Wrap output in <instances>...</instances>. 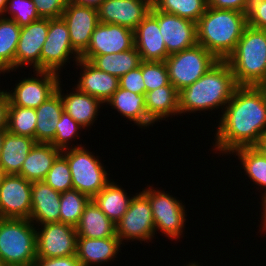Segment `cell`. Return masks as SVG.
Masks as SVG:
<instances>
[{
    "label": "cell",
    "instance_id": "6da1fadb",
    "mask_svg": "<svg viewBox=\"0 0 266 266\" xmlns=\"http://www.w3.org/2000/svg\"><path fill=\"white\" fill-rule=\"evenodd\" d=\"M214 123L208 136L215 131V138L211 139L213 146L209 147L212 154H218L217 157L226 158L234 149L255 146L266 134L265 89L262 86H238Z\"/></svg>",
    "mask_w": 266,
    "mask_h": 266
},
{
    "label": "cell",
    "instance_id": "7a4b0ae2",
    "mask_svg": "<svg viewBox=\"0 0 266 266\" xmlns=\"http://www.w3.org/2000/svg\"><path fill=\"white\" fill-rule=\"evenodd\" d=\"M237 87L228 62L219 60L193 84L179 91L180 117L185 115L189 119L191 114L205 116L209 113L206 116L214 120L211 115L215 114L217 121Z\"/></svg>",
    "mask_w": 266,
    "mask_h": 266
},
{
    "label": "cell",
    "instance_id": "3957f363",
    "mask_svg": "<svg viewBox=\"0 0 266 266\" xmlns=\"http://www.w3.org/2000/svg\"><path fill=\"white\" fill-rule=\"evenodd\" d=\"M247 26V13L207 6L197 22V43L218 60H226Z\"/></svg>",
    "mask_w": 266,
    "mask_h": 266
},
{
    "label": "cell",
    "instance_id": "277c9868",
    "mask_svg": "<svg viewBox=\"0 0 266 266\" xmlns=\"http://www.w3.org/2000/svg\"><path fill=\"white\" fill-rule=\"evenodd\" d=\"M226 61L238 86H262L266 82V31L247 26Z\"/></svg>",
    "mask_w": 266,
    "mask_h": 266
},
{
    "label": "cell",
    "instance_id": "5b68a950",
    "mask_svg": "<svg viewBox=\"0 0 266 266\" xmlns=\"http://www.w3.org/2000/svg\"><path fill=\"white\" fill-rule=\"evenodd\" d=\"M145 186L141 190L148 197L151 205L155 233L164 235L171 241L175 240L176 242H173L175 244L182 242L181 238L187 237L184 235L185 230H189V227H186L188 225L186 223L189 221L187 218L189 210L185 206V201L172 195L169 191L165 192L166 188H162V190L149 183Z\"/></svg>",
    "mask_w": 266,
    "mask_h": 266
},
{
    "label": "cell",
    "instance_id": "8992f818",
    "mask_svg": "<svg viewBox=\"0 0 266 266\" xmlns=\"http://www.w3.org/2000/svg\"><path fill=\"white\" fill-rule=\"evenodd\" d=\"M0 258L8 266H33L36 226L29 219L0 218Z\"/></svg>",
    "mask_w": 266,
    "mask_h": 266
},
{
    "label": "cell",
    "instance_id": "52a82bcc",
    "mask_svg": "<svg viewBox=\"0 0 266 266\" xmlns=\"http://www.w3.org/2000/svg\"><path fill=\"white\" fill-rule=\"evenodd\" d=\"M89 148L86 145L69 148L62 150L61 154L68 161L73 189L93 199L112 180L110 175H113L109 166L104 164L106 160L102 159L103 155L99 156Z\"/></svg>",
    "mask_w": 266,
    "mask_h": 266
},
{
    "label": "cell",
    "instance_id": "ba28073f",
    "mask_svg": "<svg viewBox=\"0 0 266 266\" xmlns=\"http://www.w3.org/2000/svg\"><path fill=\"white\" fill-rule=\"evenodd\" d=\"M138 189L132 197L128 210L116 223V236L126 246L131 243H139L150 246L158 235L155 233V225L152 209L148 197ZM128 243V244H127Z\"/></svg>",
    "mask_w": 266,
    "mask_h": 266
},
{
    "label": "cell",
    "instance_id": "9c48e42d",
    "mask_svg": "<svg viewBox=\"0 0 266 266\" xmlns=\"http://www.w3.org/2000/svg\"><path fill=\"white\" fill-rule=\"evenodd\" d=\"M218 61L212 53L199 44L171 54L165 60L169 82L181 91L202 77Z\"/></svg>",
    "mask_w": 266,
    "mask_h": 266
},
{
    "label": "cell",
    "instance_id": "30bf717a",
    "mask_svg": "<svg viewBox=\"0 0 266 266\" xmlns=\"http://www.w3.org/2000/svg\"><path fill=\"white\" fill-rule=\"evenodd\" d=\"M30 72L28 73V77H24V75L22 77L17 76V80H12L11 77L8 82L15 81L16 83L10 89V85H6L8 88L5 89L12 105L37 109L56 92L63 76L51 71L33 70Z\"/></svg>",
    "mask_w": 266,
    "mask_h": 266
},
{
    "label": "cell",
    "instance_id": "8fae6325",
    "mask_svg": "<svg viewBox=\"0 0 266 266\" xmlns=\"http://www.w3.org/2000/svg\"><path fill=\"white\" fill-rule=\"evenodd\" d=\"M79 59L80 56L71 45L69 30L64 20L49 19L47 38L40 54V71H51L63 75L68 64L74 66Z\"/></svg>",
    "mask_w": 266,
    "mask_h": 266
},
{
    "label": "cell",
    "instance_id": "7c38bea8",
    "mask_svg": "<svg viewBox=\"0 0 266 266\" xmlns=\"http://www.w3.org/2000/svg\"><path fill=\"white\" fill-rule=\"evenodd\" d=\"M77 232L62 222L36 226L37 258H55L76 255Z\"/></svg>",
    "mask_w": 266,
    "mask_h": 266
},
{
    "label": "cell",
    "instance_id": "4fadbf2b",
    "mask_svg": "<svg viewBox=\"0 0 266 266\" xmlns=\"http://www.w3.org/2000/svg\"><path fill=\"white\" fill-rule=\"evenodd\" d=\"M49 30V19H39L21 27L20 38L15 52V71H6L4 78L11 72L40 71V54ZM18 70V71H17Z\"/></svg>",
    "mask_w": 266,
    "mask_h": 266
},
{
    "label": "cell",
    "instance_id": "5bb4252c",
    "mask_svg": "<svg viewBox=\"0 0 266 266\" xmlns=\"http://www.w3.org/2000/svg\"><path fill=\"white\" fill-rule=\"evenodd\" d=\"M134 46V30L118 24L99 22L87 50L80 58L90 62L97 55L120 53Z\"/></svg>",
    "mask_w": 266,
    "mask_h": 266
},
{
    "label": "cell",
    "instance_id": "9a60e30c",
    "mask_svg": "<svg viewBox=\"0 0 266 266\" xmlns=\"http://www.w3.org/2000/svg\"><path fill=\"white\" fill-rule=\"evenodd\" d=\"M32 182L6 175L0 184V218L30 219Z\"/></svg>",
    "mask_w": 266,
    "mask_h": 266
},
{
    "label": "cell",
    "instance_id": "2e32d148",
    "mask_svg": "<svg viewBox=\"0 0 266 266\" xmlns=\"http://www.w3.org/2000/svg\"><path fill=\"white\" fill-rule=\"evenodd\" d=\"M150 13L158 20L160 33L169 55L197 45V23L174 14L159 11L154 6Z\"/></svg>",
    "mask_w": 266,
    "mask_h": 266
},
{
    "label": "cell",
    "instance_id": "e0dca14e",
    "mask_svg": "<svg viewBox=\"0 0 266 266\" xmlns=\"http://www.w3.org/2000/svg\"><path fill=\"white\" fill-rule=\"evenodd\" d=\"M61 18L66 23L73 50L81 56L91 40V35L99 24L96 8L67 3Z\"/></svg>",
    "mask_w": 266,
    "mask_h": 266
},
{
    "label": "cell",
    "instance_id": "ac0fdd59",
    "mask_svg": "<svg viewBox=\"0 0 266 266\" xmlns=\"http://www.w3.org/2000/svg\"><path fill=\"white\" fill-rule=\"evenodd\" d=\"M63 81L62 79L59 82L56 91L62 99L64 111L89 132L92 126L95 123L97 124L96 120H98V116L101 115V109H105V105L96 97L79 91L75 86H67L70 91L67 89L65 93L63 87L66 83L63 84Z\"/></svg>",
    "mask_w": 266,
    "mask_h": 266
},
{
    "label": "cell",
    "instance_id": "d6986e66",
    "mask_svg": "<svg viewBox=\"0 0 266 266\" xmlns=\"http://www.w3.org/2000/svg\"><path fill=\"white\" fill-rule=\"evenodd\" d=\"M72 67L77 70L75 77H78L77 81H72V85L79 91L96 97L104 105L118 90L119 78L98 70L89 61L80 58Z\"/></svg>",
    "mask_w": 266,
    "mask_h": 266
},
{
    "label": "cell",
    "instance_id": "ffe728a7",
    "mask_svg": "<svg viewBox=\"0 0 266 266\" xmlns=\"http://www.w3.org/2000/svg\"><path fill=\"white\" fill-rule=\"evenodd\" d=\"M151 5L144 0H103L97 8L99 22L118 24L135 30L149 14Z\"/></svg>",
    "mask_w": 266,
    "mask_h": 266
},
{
    "label": "cell",
    "instance_id": "44dd1931",
    "mask_svg": "<svg viewBox=\"0 0 266 266\" xmlns=\"http://www.w3.org/2000/svg\"><path fill=\"white\" fill-rule=\"evenodd\" d=\"M123 246L117 236L97 239L78 237L76 256L82 266H109L114 260L118 261Z\"/></svg>",
    "mask_w": 266,
    "mask_h": 266
},
{
    "label": "cell",
    "instance_id": "7402d4cb",
    "mask_svg": "<svg viewBox=\"0 0 266 266\" xmlns=\"http://www.w3.org/2000/svg\"><path fill=\"white\" fill-rule=\"evenodd\" d=\"M105 110L114 112L122 116L126 120L125 124L134 123L137 128L149 130L155 127L156 124L147 116L145 107V95L135 94L131 91L118 87V90L111 96L105 104ZM111 106V107H110ZM129 120V121H128ZM150 127V128H149ZM143 129V130H142Z\"/></svg>",
    "mask_w": 266,
    "mask_h": 266
},
{
    "label": "cell",
    "instance_id": "603a6c76",
    "mask_svg": "<svg viewBox=\"0 0 266 266\" xmlns=\"http://www.w3.org/2000/svg\"><path fill=\"white\" fill-rule=\"evenodd\" d=\"M134 42L142 61H165L169 56L158 20L150 12L134 30Z\"/></svg>",
    "mask_w": 266,
    "mask_h": 266
},
{
    "label": "cell",
    "instance_id": "cb8c5ba5",
    "mask_svg": "<svg viewBox=\"0 0 266 266\" xmlns=\"http://www.w3.org/2000/svg\"><path fill=\"white\" fill-rule=\"evenodd\" d=\"M60 198L58 192L44 181L32 182L30 221L35 225L60 222Z\"/></svg>",
    "mask_w": 266,
    "mask_h": 266
},
{
    "label": "cell",
    "instance_id": "d4e9b609",
    "mask_svg": "<svg viewBox=\"0 0 266 266\" xmlns=\"http://www.w3.org/2000/svg\"><path fill=\"white\" fill-rule=\"evenodd\" d=\"M229 156V157H228ZM236 158L239 163H236L235 168L239 170L238 175L241 174L245 176V180L248 177V184H252L254 186L256 192L255 195H261L266 192V156H264L261 152H259L254 146L253 147H240L234 149L227 157L230 159L231 157ZM240 165V166H239ZM241 169L243 171H241ZM243 172V174H242ZM250 180V182H249ZM253 182V183H252Z\"/></svg>",
    "mask_w": 266,
    "mask_h": 266
},
{
    "label": "cell",
    "instance_id": "484cf974",
    "mask_svg": "<svg viewBox=\"0 0 266 266\" xmlns=\"http://www.w3.org/2000/svg\"><path fill=\"white\" fill-rule=\"evenodd\" d=\"M145 107L147 116L155 124H161L162 120L169 123L168 119L173 121L172 118L180 116L179 91L169 83L146 92Z\"/></svg>",
    "mask_w": 266,
    "mask_h": 266
},
{
    "label": "cell",
    "instance_id": "4316f807",
    "mask_svg": "<svg viewBox=\"0 0 266 266\" xmlns=\"http://www.w3.org/2000/svg\"><path fill=\"white\" fill-rule=\"evenodd\" d=\"M36 144L35 139L19 136L5 130L0 153V167L6 175H19L30 150Z\"/></svg>",
    "mask_w": 266,
    "mask_h": 266
},
{
    "label": "cell",
    "instance_id": "83f0119b",
    "mask_svg": "<svg viewBox=\"0 0 266 266\" xmlns=\"http://www.w3.org/2000/svg\"><path fill=\"white\" fill-rule=\"evenodd\" d=\"M61 152L51 143H36L24 161L19 176L30 182L43 181Z\"/></svg>",
    "mask_w": 266,
    "mask_h": 266
},
{
    "label": "cell",
    "instance_id": "f1b7e54d",
    "mask_svg": "<svg viewBox=\"0 0 266 266\" xmlns=\"http://www.w3.org/2000/svg\"><path fill=\"white\" fill-rule=\"evenodd\" d=\"M112 179L94 198L102 212L114 223L122 218L128 210L134 194L126 192V186ZM124 186V188H123ZM129 194V195H128Z\"/></svg>",
    "mask_w": 266,
    "mask_h": 266
},
{
    "label": "cell",
    "instance_id": "f546056e",
    "mask_svg": "<svg viewBox=\"0 0 266 266\" xmlns=\"http://www.w3.org/2000/svg\"><path fill=\"white\" fill-rule=\"evenodd\" d=\"M76 232L78 237L90 239L116 237V225L91 199L76 226Z\"/></svg>",
    "mask_w": 266,
    "mask_h": 266
},
{
    "label": "cell",
    "instance_id": "4dcf8cb0",
    "mask_svg": "<svg viewBox=\"0 0 266 266\" xmlns=\"http://www.w3.org/2000/svg\"><path fill=\"white\" fill-rule=\"evenodd\" d=\"M36 110V143H51L55 137L56 125L64 111L62 99L56 91Z\"/></svg>",
    "mask_w": 266,
    "mask_h": 266
},
{
    "label": "cell",
    "instance_id": "1f68e13d",
    "mask_svg": "<svg viewBox=\"0 0 266 266\" xmlns=\"http://www.w3.org/2000/svg\"><path fill=\"white\" fill-rule=\"evenodd\" d=\"M141 62V56L135 46L120 53L97 55L90 61L98 70L118 78L139 67Z\"/></svg>",
    "mask_w": 266,
    "mask_h": 266
},
{
    "label": "cell",
    "instance_id": "d6a6232c",
    "mask_svg": "<svg viewBox=\"0 0 266 266\" xmlns=\"http://www.w3.org/2000/svg\"><path fill=\"white\" fill-rule=\"evenodd\" d=\"M21 27L12 19L0 16V68L15 71V52Z\"/></svg>",
    "mask_w": 266,
    "mask_h": 266
},
{
    "label": "cell",
    "instance_id": "836d02e7",
    "mask_svg": "<svg viewBox=\"0 0 266 266\" xmlns=\"http://www.w3.org/2000/svg\"><path fill=\"white\" fill-rule=\"evenodd\" d=\"M85 132V129L80 126L72 117L63 111L58 124L56 125L55 137L51 144L55 147L62 150L69 148H78L86 144H82L83 140L80 135ZM79 139V143L77 142ZM77 140V141H76ZM76 143V145L74 144Z\"/></svg>",
    "mask_w": 266,
    "mask_h": 266
},
{
    "label": "cell",
    "instance_id": "e575fe53",
    "mask_svg": "<svg viewBox=\"0 0 266 266\" xmlns=\"http://www.w3.org/2000/svg\"><path fill=\"white\" fill-rule=\"evenodd\" d=\"M36 121L35 109L9 104L6 130L10 133L35 139Z\"/></svg>",
    "mask_w": 266,
    "mask_h": 266
},
{
    "label": "cell",
    "instance_id": "d590c367",
    "mask_svg": "<svg viewBox=\"0 0 266 266\" xmlns=\"http://www.w3.org/2000/svg\"><path fill=\"white\" fill-rule=\"evenodd\" d=\"M91 198L76 189L61 193L60 222L76 227Z\"/></svg>",
    "mask_w": 266,
    "mask_h": 266
},
{
    "label": "cell",
    "instance_id": "8d00e7d4",
    "mask_svg": "<svg viewBox=\"0 0 266 266\" xmlns=\"http://www.w3.org/2000/svg\"><path fill=\"white\" fill-rule=\"evenodd\" d=\"M153 6L159 11L197 23L206 11L207 0H156Z\"/></svg>",
    "mask_w": 266,
    "mask_h": 266
},
{
    "label": "cell",
    "instance_id": "74e56055",
    "mask_svg": "<svg viewBox=\"0 0 266 266\" xmlns=\"http://www.w3.org/2000/svg\"><path fill=\"white\" fill-rule=\"evenodd\" d=\"M43 181L61 193L73 189L72 175L68 161L62 154L54 161Z\"/></svg>",
    "mask_w": 266,
    "mask_h": 266
},
{
    "label": "cell",
    "instance_id": "f35d334b",
    "mask_svg": "<svg viewBox=\"0 0 266 266\" xmlns=\"http://www.w3.org/2000/svg\"><path fill=\"white\" fill-rule=\"evenodd\" d=\"M3 17L12 19L20 27L41 19L32 0H8Z\"/></svg>",
    "mask_w": 266,
    "mask_h": 266
},
{
    "label": "cell",
    "instance_id": "ab89813d",
    "mask_svg": "<svg viewBox=\"0 0 266 266\" xmlns=\"http://www.w3.org/2000/svg\"><path fill=\"white\" fill-rule=\"evenodd\" d=\"M142 78L146 92L168 85L170 82L165 61H142Z\"/></svg>",
    "mask_w": 266,
    "mask_h": 266
},
{
    "label": "cell",
    "instance_id": "60d3db41",
    "mask_svg": "<svg viewBox=\"0 0 266 266\" xmlns=\"http://www.w3.org/2000/svg\"><path fill=\"white\" fill-rule=\"evenodd\" d=\"M37 13L42 19L61 18L68 0H32Z\"/></svg>",
    "mask_w": 266,
    "mask_h": 266
},
{
    "label": "cell",
    "instance_id": "b9f144b4",
    "mask_svg": "<svg viewBox=\"0 0 266 266\" xmlns=\"http://www.w3.org/2000/svg\"><path fill=\"white\" fill-rule=\"evenodd\" d=\"M119 87L135 94H146L145 84L142 78V62L139 67L119 78Z\"/></svg>",
    "mask_w": 266,
    "mask_h": 266
},
{
    "label": "cell",
    "instance_id": "7bdbcfd3",
    "mask_svg": "<svg viewBox=\"0 0 266 266\" xmlns=\"http://www.w3.org/2000/svg\"><path fill=\"white\" fill-rule=\"evenodd\" d=\"M247 25L266 31V0H251L247 12Z\"/></svg>",
    "mask_w": 266,
    "mask_h": 266
},
{
    "label": "cell",
    "instance_id": "ee69618b",
    "mask_svg": "<svg viewBox=\"0 0 266 266\" xmlns=\"http://www.w3.org/2000/svg\"><path fill=\"white\" fill-rule=\"evenodd\" d=\"M251 0H207V6L247 13Z\"/></svg>",
    "mask_w": 266,
    "mask_h": 266
},
{
    "label": "cell",
    "instance_id": "f6af8a7d",
    "mask_svg": "<svg viewBox=\"0 0 266 266\" xmlns=\"http://www.w3.org/2000/svg\"><path fill=\"white\" fill-rule=\"evenodd\" d=\"M33 266H82L76 255L55 257V258H37Z\"/></svg>",
    "mask_w": 266,
    "mask_h": 266
},
{
    "label": "cell",
    "instance_id": "bcb514c9",
    "mask_svg": "<svg viewBox=\"0 0 266 266\" xmlns=\"http://www.w3.org/2000/svg\"><path fill=\"white\" fill-rule=\"evenodd\" d=\"M10 100L5 86L0 89V130H6Z\"/></svg>",
    "mask_w": 266,
    "mask_h": 266
},
{
    "label": "cell",
    "instance_id": "7dc6e473",
    "mask_svg": "<svg viewBox=\"0 0 266 266\" xmlns=\"http://www.w3.org/2000/svg\"><path fill=\"white\" fill-rule=\"evenodd\" d=\"M260 197L259 198H257V199H260V201H258V203L257 204H259L261 207H258V209L260 208V211H258L259 212V216H258V218L260 219H258V221H259V225L257 226V227H259V229H257V230H259L258 231V233L260 234V236L262 235V234H264V235H262L263 237H265L266 238V192L265 193H263V194H261V195H259ZM260 212H261V215H260ZM261 221V222H260Z\"/></svg>",
    "mask_w": 266,
    "mask_h": 266
},
{
    "label": "cell",
    "instance_id": "c3c4849f",
    "mask_svg": "<svg viewBox=\"0 0 266 266\" xmlns=\"http://www.w3.org/2000/svg\"><path fill=\"white\" fill-rule=\"evenodd\" d=\"M103 0H68L69 3L81 5V6H87V7H93L98 8Z\"/></svg>",
    "mask_w": 266,
    "mask_h": 266
},
{
    "label": "cell",
    "instance_id": "681fc988",
    "mask_svg": "<svg viewBox=\"0 0 266 266\" xmlns=\"http://www.w3.org/2000/svg\"><path fill=\"white\" fill-rule=\"evenodd\" d=\"M259 152L266 156V134H264L254 146Z\"/></svg>",
    "mask_w": 266,
    "mask_h": 266
},
{
    "label": "cell",
    "instance_id": "f907efd6",
    "mask_svg": "<svg viewBox=\"0 0 266 266\" xmlns=\"http://www.w3.org/2000/svg\"><path fill=\"white\" fill-rule=\"evenodd\" d=\"M194 259L189 260V262L186 260V263L182 264L181 266H203L202 264L200 265V263L202 262H198V261H193ZM178 264H175V266Z\"/></svg>",
    "mask_w": 266,
    "mask_h": 266
},
{
    "label": "cell",
    "instance_id": "816d5d0a",
    "mask_svg": "<svg viewBox=\"0 0 266 266\" xmlns=\"http://www.w3.org/2000/svg\"><path fill=\"white\" fill-rule=\"evenodd\" d=\"M8 0H0V16H3Z\"/></svg>",
    "mask_w": 266,
    "mask_h": 266
},
{
    "label": "cell",
    "instance_id": "f5cc1de1",
    "mask_svg": "<svg viewBox=\"0 0 266 266\" xmlns=\"http://www.w3.org/2000/svg\"><path fill=\"white\" fill-rule=\"evenodd\" d=\"M4 134H5V130H0V153H1V149H2Z\"/></svg>",
    "mask_w": 266,
    "mask_h": 266
},
{
    "label": "cell",
    "instance_id": "db71d44e",
    "mask_svg": "<svg viewBox=\"0 0 266 266\" xmlns=\"http://www.w3.org/2000/svg\"><path fill=\"white\" fill-rule=\"evenodd\" d=\"M5 176H6V173L0 167V184L2 183V181H3V179H4Z\"/></svg>",
    "mask_w": 266,
    "mask_h": 266
},
{
    "label": "cell",
    "instance_id": "11a10c76",
    "mask_svg": "<svg viewBox=\"0 0 266 266\" xmlns=\"http://www.w3.org/2000/svg\"><path fill=\"white\" fill-rule=\"evenodd\" d=\"M4 73H5V72L0 68V85H1V83H2V85L0 86V87H1L0 89H2V86L4 85V83H3L4 81L1 82V77H2V76L4 77ZM1 74H2V75H1Z\"/></svg>",
    "mask_w": 266,
    "mask_h": 266
},
{
    "label": "cell",
    "instance_id": "9f6ffc18",
    "mask_svg": "<svg viewBox=\"0 0 266 266\" xmlns=\"http://www.w3.org/2000/svg\"><path fill=\"white\" fill-rule=\"evenodd\" d=\"M146 2H148L151 6H153L156 2V0H144Z\"/></svg>",
    "mask_w": 266,
    "mask_h": 266
},
{
    "label": "cell",
    "instance_id": "6f0895ef",
    "mask_svg": "<svg viewBox=\"0 0 266 266\" xmlns=\"http://www.w3.org/2000/svg\"><path fill=\"white\" fill-rule=\"evenodd\" d=\"M0 266H8V265L0 258Z\"/></svg>",
    "mask_w": 266,
    "mask_h": 266
},
{
    "label": "cell",
    "instance_id": "680465c9",
    "mask_svg": "<svg viewBox=\"0 0 266 266\" xmlns=\"http://www.w3.org/2000/svg\"><path fill=\"white\" fill-rule=\"evenodd\" d=\"M262 87L265 89L266 91V82L262 85Z\"/></svg>",
    "mask_w": 266,
    "mask_h": 266
}]
</instances>
